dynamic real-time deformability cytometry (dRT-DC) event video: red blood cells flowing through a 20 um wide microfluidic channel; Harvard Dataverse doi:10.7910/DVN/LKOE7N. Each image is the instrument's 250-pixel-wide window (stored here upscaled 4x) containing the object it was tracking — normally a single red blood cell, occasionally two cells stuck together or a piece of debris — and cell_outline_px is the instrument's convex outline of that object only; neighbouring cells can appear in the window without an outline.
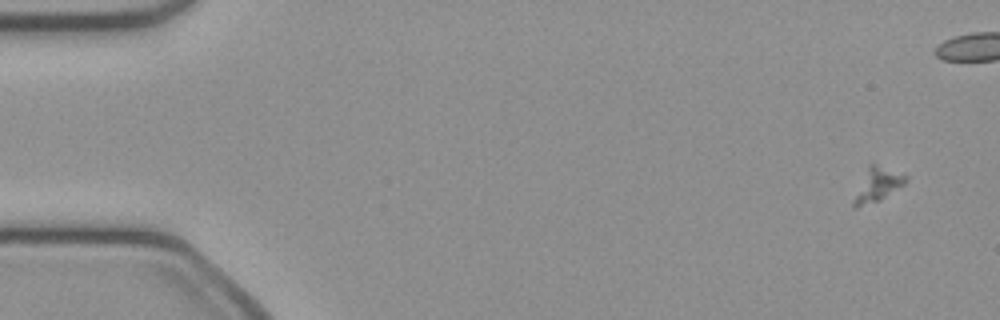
{"species": "common noctule bat (a hibernating species)", "species_latin": "Nyctalus noctula", "temperature_condition": "cold", "stored_images_in_passage": 9, "camera_frame_rate_fps": 3000, "um_per_image_px": 0.085, "animal": {"sex": "female", "body_mass_g": 21.9}, "frame": {"image": 1, "passage_image": 4, "time_ms": 1.0, "image_size_px": [1000, 320], "cell_outline_px": [[908, 176], [904, 184], [880, 200], [856, 208], [852, 204], [852, 200], [868, 164], [876, 164]], "centroid_in_image_um": [74.55, 15.71], "position_along_channel_um": 10.5, "area_um2": 10.0}}